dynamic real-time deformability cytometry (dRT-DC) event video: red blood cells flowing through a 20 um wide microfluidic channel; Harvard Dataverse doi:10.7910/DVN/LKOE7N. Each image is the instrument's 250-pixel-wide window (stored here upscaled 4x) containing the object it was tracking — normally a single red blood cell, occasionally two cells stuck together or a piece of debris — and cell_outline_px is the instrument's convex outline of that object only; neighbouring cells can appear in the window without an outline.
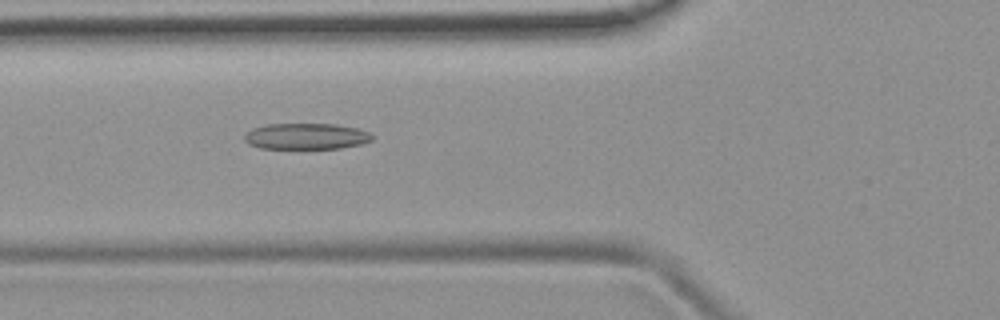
{"species": "common noctule bat (a hibernating species)", "species_latin": "Nyctalus noctula", "temperature_condition": "room temperature", "stored_images_in_passage": 51, "camera_frame_rate_fps": 3000, "um_per_image_px": 0.085, "animal": {"sex": "female", "body_mass_g": 19.9}, "frame": {"image": 1, "passage_image": 19, "time_ms": 6.0, "image_size_px": [1000, 320], "cell_outline_px": [[372, 140], [360, 144], [340, 148], [260, 148], [248, 144], [244, 140], [244, 136], [252, 128], [268, 124], [336, 124], [356, 128], [368, 132], [372, 136]], "centroid_in_image_um": [26.0, 11.58], "position_along_channel_um": 99.8, "area_um2": 19.25}}
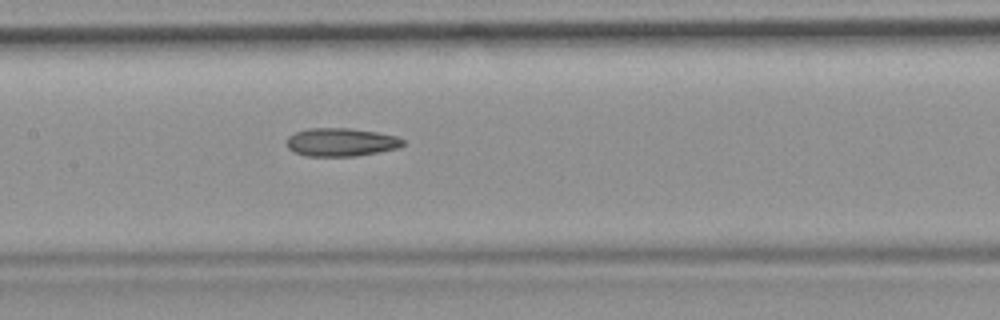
{"frame": {"image": 2, "passage_image": 25, "time_ms": 8.0, "image_size_px": [1000, 320], "cell_outline_px": [[404, 144], [396, 148], [356, 156], [304, 156], [292, 152], [288, 148], [288, 136], [296, 132], [308, 128], [352, 128], [376, 132], [396, 136], [404, 140]], "centroid_in_image_um": [28.95, 12.08], "position_along_channel_um": 178.4, "area_um2": 19.07}}
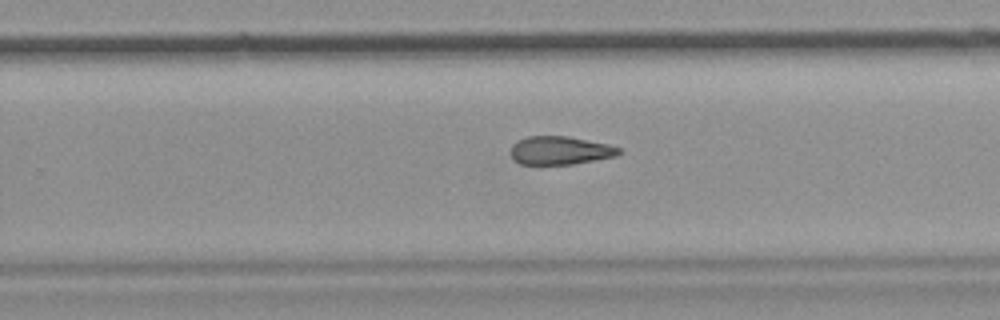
{"frame": {"image": 3, "passage_image": 33, "time_ms": 10.667, "image_size_px": [1000, 320], "cell_outline_px": [[620, 152], [616, 156], [572, 164], [520, 164], [512, 160], [508, 152], [512, 144], [516, 140], [528, 136], [568, 136], [608, 144], [620, 148]], "centroid_in_image_um": [47.52, 12.78], "position_along_channel_um": 282.3, "area_um2": 18.03}, "authors_computed_cell_mechanics": {"area_um2": 19.3052, "velocity_mm_per_s": 3.9246, "shape_relaxation_time_tau1_ms": null, "shape_relaxation_time_tau2_ms": 6.4482, "deformation_change_tau1": null, "deformation_change_tau2": 0.1775}}